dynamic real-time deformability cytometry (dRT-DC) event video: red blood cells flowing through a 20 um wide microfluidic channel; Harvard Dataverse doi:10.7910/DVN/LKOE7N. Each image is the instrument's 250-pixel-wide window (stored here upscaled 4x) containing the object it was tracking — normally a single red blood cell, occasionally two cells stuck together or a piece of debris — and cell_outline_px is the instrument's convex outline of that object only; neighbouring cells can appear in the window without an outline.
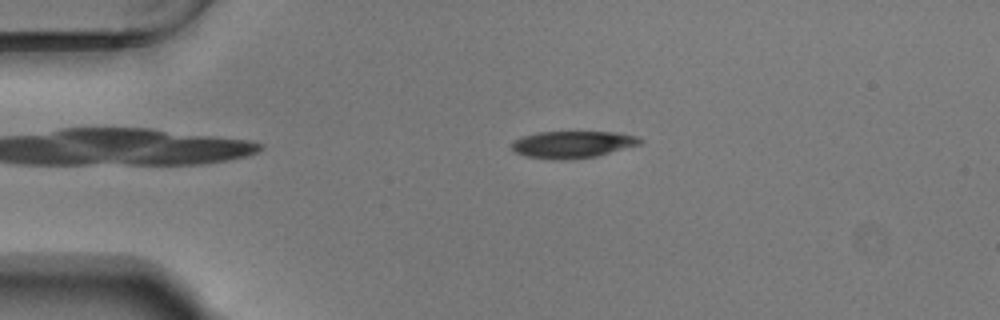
{"species": "Egyptian fruit bat (a non-hibernating species)", "species_latin": "Rousettus aegyptiacus", "temperature_condition": "warm", "stored_images_in_passage": 52, "camera_frame_rate_fps": 3000, "um_per_image_px": 0.085, "animal": {"sex": "male"}, "frame": {"image": 1, "passage_image": 10, "time_ms": 3.0, "image_size_px": [1000, 320], "cell_outline_px": [[644, 140], [640, 144], [596, 156], [568, 160], [552, 160], [528, 156], [512, 152], [512, 144], [516, 140], [524, 136], [536, 132], [616, 132], [636, 136]], "centroid_in_image_um": [48.66, 12.28], "position_along_channel_um": 36.3, "area_um2": 20.11}}
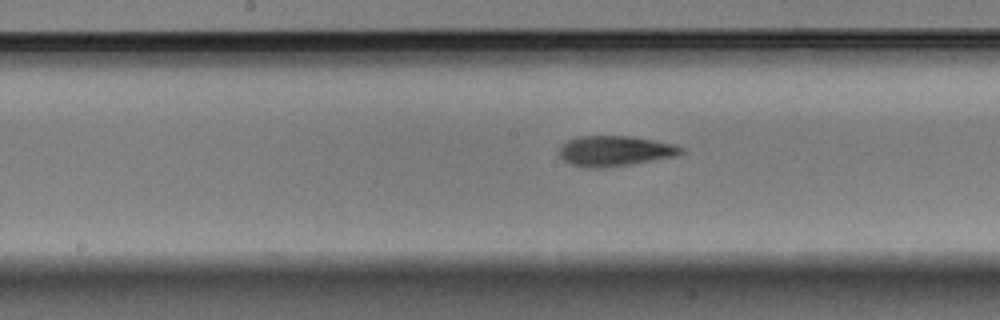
{"frame": {"image": 2, "passage_image": 26, "time_ms": 8.333, "image_size_px": [1000, 320], "cell_outline_px": [[684, 152], [676, 156], [628, 164], [600, 168], [584, 168], [568, 164], [560, 156], [560, 148], [568, 140], [580, 136], [628, 136], [652, 140], [672, 144], [684, 148]], "centroid_in_image_um": [52.24, 12.84], "position_along_channel_um": 196.0, "area_um2": 21.27}}
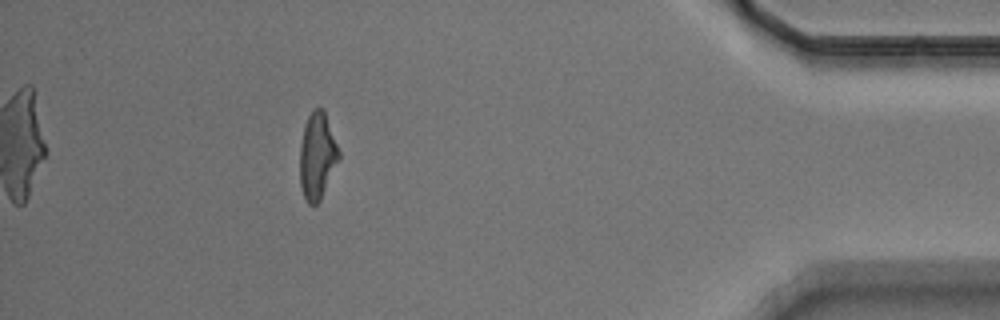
{"frame": {"image": 3, "passage_image": 47, "time_ms": 15.333, "image_size_px": [1000, 320], "cell_outline_px": [[340, 156], [320, 200], [316, 204], [308, 204], [304, 196], [300, 184], [300, 144], [304, 124], [312, 108], [324, 108], [340, 152]], "centroid_in_image_um": [26.96, 13.2], "position_along_channel_um": 408.2, "area_um2": 19.65}, "authors_computed_cell_mechanics": {"area_um2": 20.7502, "velocity_mm_per_s": 3.7249, "shape_relaxation_time_tau1_ms": 3.7159, "shape_relaxation_time_tau2_ms": 2.9767, "deformation_change_tau1": 0.172, "deformation_change_tau2": 0.1167}}